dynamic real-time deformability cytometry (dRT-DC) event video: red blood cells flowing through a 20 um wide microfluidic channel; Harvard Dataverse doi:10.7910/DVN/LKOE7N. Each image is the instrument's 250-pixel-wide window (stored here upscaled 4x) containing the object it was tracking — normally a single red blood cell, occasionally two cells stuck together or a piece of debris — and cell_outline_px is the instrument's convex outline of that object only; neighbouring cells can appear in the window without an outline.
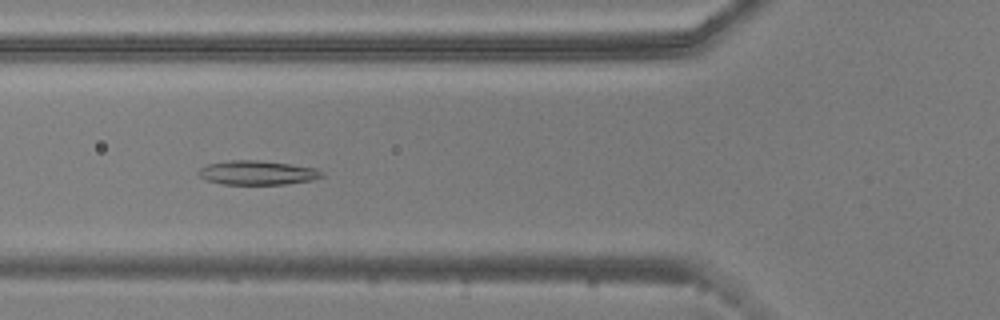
{"species": "common noctule bat (a hibernating species)", "species_latin": "Nyctalus noctula", "temperature_condition": "warm", "stored_images_in_passage": 46, "camera_frame_rate_fps": 3000, "um_per_image_px": 0.085, "animal": {"sex": "male", "body_mass_g": 20.5, "forearm_length_mm": 52.5}, "frame": {"image": 1, "passage_image": 11, "time_ms": 3.333, "image_size_px": [1000, 320], "cell_outline_px": [[324, 176], [312, 180], [284, 184], [224, 184], [204, 180], [196, 172], [200, 168], [208, 164], [228, 160], [256, 160], [288, 164], [316, 168], [324, 172]], "centroid_in_image_um": [21.85, 14.68], "position_along_channel_um": 103.9, "area_um2": 17.34}}
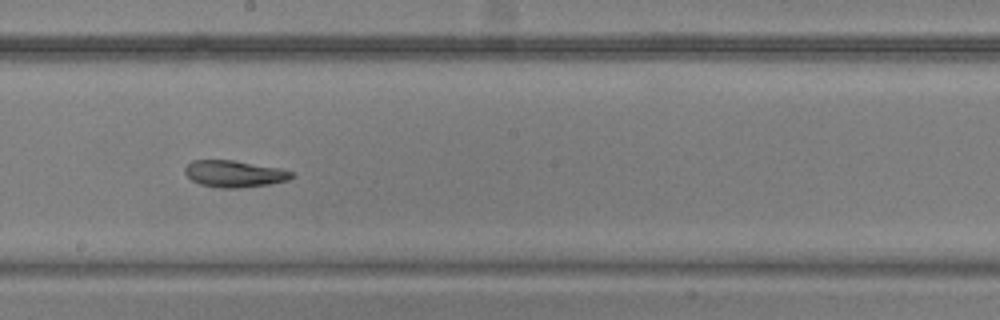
{"frame": {"image": 2, "passage_image": 21, "time_ms": 6.667, "image_size_px": [1000, 320], "cell_outline_px": [[296, 176], [288, 180], [268, 184], [240, 188], [220, 188], [200, 184], [192, 180], [184, 172], [184, 168], [192, 160], [232, 160], [280, 168], [296, 172]], "centroid_in_image_um": [19.96, 14.77], "position_along_channel_um": 228.2, "area_um2": 16.7}}
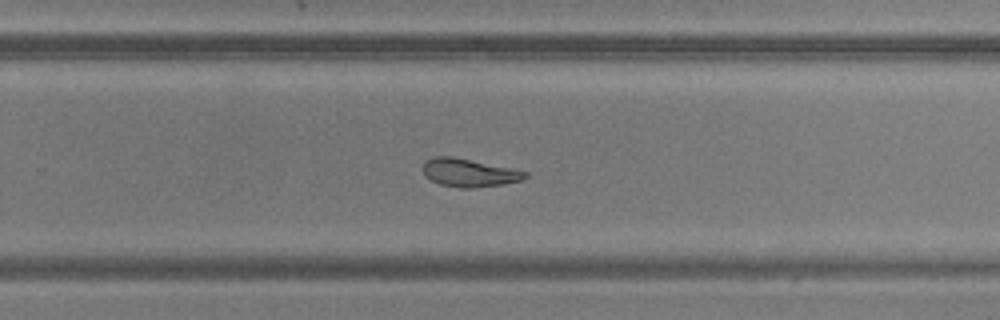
{"frame": {"image": 3, "passage_image": 26, "time_ms": 8.333, "image_size_px": [1000, 320], "cell_outline_px": [[528, 176], [520, 180], [504, 184], [476, 188], [460, 188], [440, 184], [432, 180], [424, 172], [424, 164], [432, 156], [452, 156], [512, 168], [528, 172]], "centroid_in_image_um": [39.91, 14.68], "position_along_channel_um": 289.9, "area_um2": 16.59}, "authors_computed_cell_mechanics": {"area_um2": 17.9469, "velocity_mm_per_s": 3.7149, "shape_relaxation_time_tau1_ms": null, "shape_relaxation_time_tau2_ms": 4.3684, "deformation_change_tau1": null, "deformation_change_tau2": 0.1063}}